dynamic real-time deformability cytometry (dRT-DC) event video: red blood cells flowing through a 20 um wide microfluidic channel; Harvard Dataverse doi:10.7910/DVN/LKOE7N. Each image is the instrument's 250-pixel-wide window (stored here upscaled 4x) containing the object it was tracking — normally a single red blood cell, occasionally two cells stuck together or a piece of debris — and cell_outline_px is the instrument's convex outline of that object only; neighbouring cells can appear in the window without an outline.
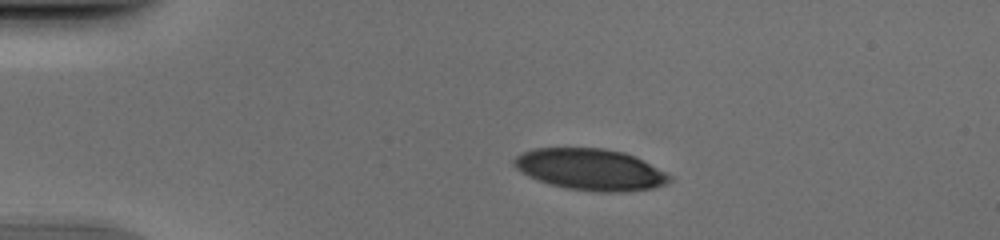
{"species": "human", "species_latin": "Homo sapiens", "temperature_condition": "cold", "stored_images_in_passage": 41, "camera_frame_rate_fps": 3000, "um_per_image_px": 0.085, "donor": {"sex": "male"}, "frame": {"image": 1, "passage_image": 1, "time_ms": 0.0, "image_size_px": [1000, 240], "cell_outline_px": [[672, 180], [668, 184], [656, 188], [620, 192], [596, 192], [568, 188], [548, 184], [528, 176], [520, 172], [512, 164], [512, 160], [520, 152], [532, 148], [604, 148], [624, 152], [636, 156], [672, 176]], "centroid_in_image_um": [50.18, 14.4], "position_along_channel_um": 34.8, "area_um2": 37.97}}
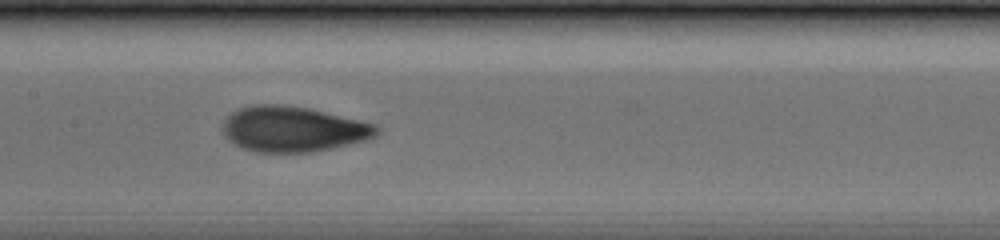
{"frame": {"image": 2, "passage_image": 16, "time_ms": 5.0, "image_size_px": [1000, 240], "cell_outline_px": [[380, 132], [376, 136], [364, 140], [348, 144], [312, 152], [256, 152], [244, 148], [228, 140], [224, 136], [220, 128], [224, 120], [236, 108], [252, 104], [276, 104], [308, 108], [380, 124]], "centroid_in_image_um": [24.91, 10.96], "position_along_channel_um": 182.5, "area_um2": 41.1}}
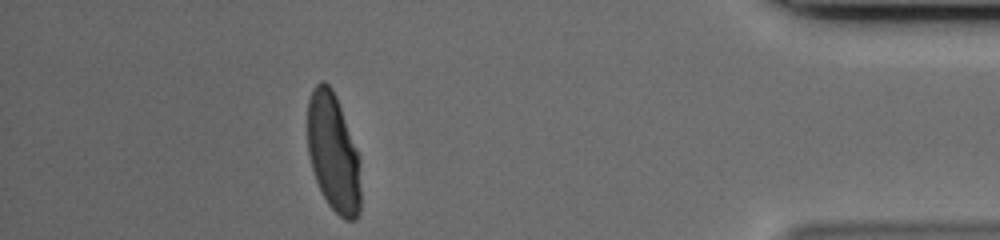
{"frame": {"image": 3, "passage_image": 36, "time_ms": 11.667, "image_size_px": [1000, 240], "cell_outline_px": [[360, 212], [356, 220], [344, 220], [328, 204], [316, 180], [312, 168], [308, 152], [308, 100], [312, 88], [320, 80], [324, 80], [332, 88], [336, 96], [356, 148], [360, 164]], "centroid_in_image_um": [28.33, 12.97], "position_along_channel_um": 406.9, "area_um2": 36.59}}